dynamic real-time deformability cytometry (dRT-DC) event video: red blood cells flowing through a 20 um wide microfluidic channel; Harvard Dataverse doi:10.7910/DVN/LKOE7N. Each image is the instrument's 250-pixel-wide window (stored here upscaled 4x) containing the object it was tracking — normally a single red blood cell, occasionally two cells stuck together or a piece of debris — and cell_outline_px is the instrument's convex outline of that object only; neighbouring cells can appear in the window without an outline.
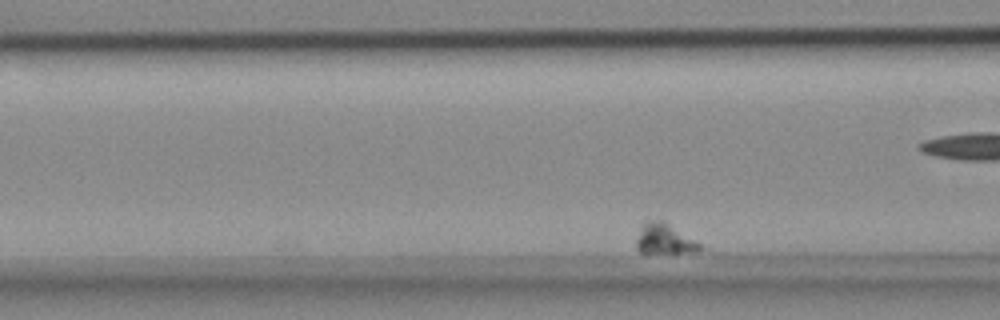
{"species": "common noctule bat (a hibernating species)", "species_latin": "Nyctalus noctula", "temperature_condition": "cold", "stored_images_in_passage": 32, "camera_frame_rate_fps": 3000, "um_per_image_px": 0.085, "animal": {"sex": "female", "body_mass_g": 18.4}, "frame": {"image": 1, "passage_image": 14, "time_ms": 4.333, "image_size_px": [1000, 320], "cell_outline_px": [[704, 248], [696, 252], [640, 252], [636, 248], [636, 240], [640, 228], [648, 220], [664, 220], [700, 244]], "centroid_in_image_um": [56.47, 20.3], "position_along_channel_um": 110.1, "area_um2": 11.04}}
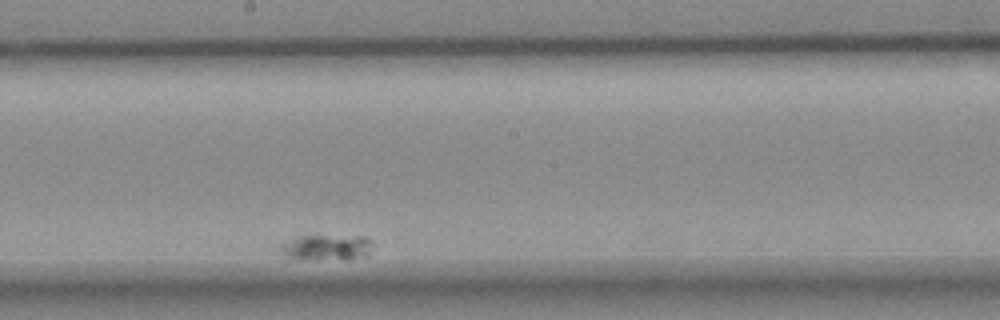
{"frame": {"image": 2, "passage_image": 32, "time_ms": 10.333, "image_size_px": [1000, 320], "cell_outline_px": [[372, 244], [368, 256], [348, 260], [344, 260], [288, 256], [280, 248], [284, 244], [296, 236], [364, 236], [372, 240]], "centroid_in_image_um": [27.92, 21.01], "position_along_channel_um": 220.3, "area_um2": 13.35}}